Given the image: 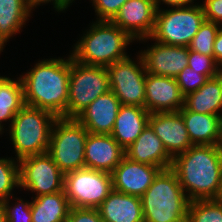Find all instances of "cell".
I'll list each match as a JSON object with an SVG mask.
<instances>
[{
	"label": "cell",
	"mask_w": 222,
	"mask_h": 222,
	"mask_svg": "<svg viewBox=\"0 0 222 222\" xmlns=\"http://www.w3.org/2000/svg\"><path fill=\"white\" fill-rule=\"evenodd\" d=\"M171 169L190 201L214 199L222 180V145H193L172 158Z\"/></svg>",
	"instance_id": "cell-1"
},
{
	"label": "cell",
	"mask_w": 222,
	"mask_h": 222,
	"mask_svg": "<svg viewBox=\"0 0 222 222\" xmlns=\"http://www.w3.org/2000/svg\"><path fill=\"white\" fill-rule=\"evenodd\" d=\"M70 56L50 58L34 65L20 76L25 105L50 111L58 118H67Z\"/></svg>",
	"instance_id": "cell-2"
},
{
	"label": "cell",
	"mask_w": 222,
	"mask_h": 222,
	"mask_svg": "<svg viewBox=\"0 0 222 222\" xmlns=\"http://www.w3.org/2000/svg\"><path fill=\"white\" fill-rule=\"evenodd\" d=\"M133 41L111 21L96 20L74 45L71 57L83 64L107 67L127 58L125 49Z\"/></svg>",
	"instance_id": "cell-3"
},
{
	"label": "cell",
	"mask_w": 222,
	"mask_h": 222,
	"mask_svg": "<svg viewBox=\"0 0 222 222\" xmlns=\"http://www.w3.org/2000/svg\"><path fill=\"white\" fill-rule=\"evenodd\" d=\"M144 222H186L190 200L171 169H162L141 196Z\"/></svg>",
	"instance_id": "cell-4"
},
{
	"label": "cell",
	"mask_w": 222,
	"mask_h": 222,
	"mask_svg": "<svg viewBox=\"0 0 222 222\" xmlns=\"http://www.w3.org/2000/svg\"><path fill=\"white\" fill-rule=\"evenodd\" d=\"M57 116L50 111L25 105L9 124L10 140L17 161L48 152L52 127Z\"/></svg>",
	"instance_id": "cell-5"
},
{
	"label": "cell",
	"mask_w": 222,
	"mask_h": 222,
	"mask_svg": "<svg viewBox=\"0 0 222 222\" xmlns=\"http://www.w3.org/2000/svg\"><path fill=\"white\" fill-rule=\"evenodd\" d=\"M205 21L202 5L173 6L172 9H157L155 26L150 37L142 38L174 46L188 47Z\"/></svg>",
	"instance_id": "cell-6"
},
{
	"label": "cell",
	"mask_w": 222,
	"mask_h": 222,
	"mask_svg": "<svg viewBox=\"0 0 222 222\" xmlns=\"http://www.w3.org/2000/svg\"><path fill=\"white\" fill-rule=\"evenodd\" d=\"M86 128L75 118H57L49 141L48 154L64 173L85 168Z\"/></svg>",
	"instance_id": "cell-7"
},
{
	"label": "cell",
	"mask_w": 222,
	"mask_h": 222,
	"mask_svg": "<svg viewBox=\"0 0 222 222\" xmlns=\"http://www.w3.org/2000/svg\"><path fill=\"white\" fill-rule=\"evenodd\" d=\"M109 90L106 67L83 64L70 55L67 118H75L97 97Z\"/></svg>",
	"instance_id": "cell-8"
},
{
	"label": "cell",
	"mask_w": 222,
	"mask_h": 222,
	"mask_svg": "<svg viewBox=\"0 0 222 222\" xmlns=\"http://www.w3.org/2000/svg\"><path fill=\"white\" fill-rule=\"evenodd\" d=\"M63 190L71 207L98 208L113 190L110 173L89 168L64 174Z\"/></svg>",
	"instance_id": "cell-9"
},
{
	"label": "cell",
	"mask_w": 222,
	"mask_h": 222,
	"mask_svg": "<svg viewBox=\"0 0 222 222\" xmlns=\"http://www.w3.org/2000/svg\"><path fill=\"white\" fill-rule=\"evenodd\" d=\"M137 61L127 58L106 67L110 90L117 96L121 105L145 108L146 67L141 54ZM137 64H136V63Z\"/></svg>",
	"instance_id": "cell-10"
},
{
	"label": "cell",
	"mask_w": 222,
	"mask_h": 222,
	"mask_svg": "<svg viewBox=\"0 0 222 222\" xmlns=\"http://www.w3.org/2000/svg\"><path fill=\"white\" fill-rule=\"evenodd\" d=\"M19 187L36 192V196L63 191L64 173L48 153L18 161Z\"/></svg>",
	"instance_id": "cell-11"
},
{
	"label": "cell",
	"mask_w": 222,
	"mask_h": 222,
	"mask_svg": "<svg viewBox=\"0 0 222 222\" xmlns=\"http://www.w3.org/2000/svg\"><path fill=\"white\" fill-rule=\"evenodd\" d=\"M156 11L155 0H128L111 22L133 40L148 38L155 26Z\"/></svg>",
	"instance_id": "cell-12"
},
{
	"label": "cell",
	"mask_w": 222,
	"mask_h": 222,
	"mask_svg": "<svg viewBox=\"0 0 222 222\" xmlns=\"http://www.w3.org/2000/svg\"><path fill=\"white\" fill-rule=\"evenodd\" d=\"M161 170L157 166L134 162L125 156L111 173L113 190L141 197Z\"/></svg>",
	"instance_id": "cell-13"
},
{
	"label": "cell",
	"mask_w": 222,
	"mask_h": 222,
	"mask_svg": "<svg viewBox=\"0 0 222 222\" xmlns=\"http://www.w3.org/2000/svg\"><path fill=\"white\" fill-rule=\"evenodd\" d=\"M184 106V95L175 78L146 72L145 108L149 113L177 112Z\"/></svg>",
	"instance_id": "cell-14"
},
{
	"label": "cell",
	"mask_w": 222,
	"mask_h": 222,
	"mask_svg": "<svg viewBox=\"0 0 222 222\" xmlns=\"http://www.w3.org/2000/svg\"><path fill=\"white\" fill-rule=\"evenodd\" d=\"M148 124L172 158L193 146L179 111L150 113Z\"/></svg>",
	"instance_id": "cell-15"
},
{
	"label": "cell",
	"mask_w": 222,
	"mask_h": 222,
	"mask_svg": "<svg viewBox=\"0 0 222 222\" xmlns=\"http://www.w3.org/2000/svg\"><path fill=\"white\" fill-rule=\"evenodd\" d=\"M146 72L176 78L188 66L189 48L167 45L155 41L154 45L140 52Z\"/></svg>",
	"instance_id": "cell-16"
},
{
	"label": "cell",
	"mask_w": 222,
	"mask_h": 222,
	"mask_svg": "<svg viewBox=\"0 0 222 222\" xmlns=\"http://www.w3.org/2000/svg\"><path fill=\"white\" fill-rule=\"evenodd\" d=\"M120 106L117 96L109 90L91 102L75 119L89 133L110 135Z\"/></svg>",
	"instance_id": "cell-17"
},
{
	"label": "cell",
	"mask_w": 222,
	"mask_h": 222,
	"mask_svg": "<svg viewBox=\"0 0 222 222\" xmlns=\"http://www.w3.org/2000/svg\"><path fill=\"white\" fill-rule=\"evenodd\" d=\"M124 157L125 150L111 135L88 133L85 168L111 174Z\"/></svg>",
	"instance_id": "cell-18"
},
{
	"label": "cell",
	"mask_w": 222,
	"mask_h": 222,
	"mask_svg": "<svg viewBox=\"0 0 222 222\" xmlns=\"http://www.w3.org/2000/svg\"><path fill=\"white\" fill-rule=\"evenodd\" d=\"M125 156L134 162L157 166L161 169L171 168L172 157L165 150L161 139L149 124L140 136L125 149Z\"/></svg>",
	"instance_id": "cell-19"
},
{
	"label": "cell",
	"mask_w": 222,
	"mask_h": 222,
	"mask_svg": "<svg viewBox=\"0 0 222 222\" xmlns=\"http://www.w3.org/2000/svg\"><path fill=\"white\" fill-rule=\"evenodd\" d=\"M193 145H222V117L179 110Z\"/></svg>",
	"instance_id": "cell-20"
},
{
	"label": "cell",
	"mask_w": 222,
	"mask_h": 222,
	"mask_svg": "<svg viewBox=\"0 0 222 222\" xmlns=\"http://www.w3.org/2000/svg\"><path fill=\"white\" fill-rule=\"evenodd\" d=\"M97 209L103 222H144L138 196L112 190Z\"/></svg>",
	"instance_id": "cell-21"
},
{
	"label": "cell",
	"mask_w": 222,
	"mask_h": 222,
	"mask_svg": "<svg viewBox=\"0 0 222 222\" xmlns=\"http://www.w3.org/2000/svg\"><path fill=\"white\" fill-rule=\"evenodd\" d=\"M149 116L146 108L121 105L110 135L125 150L140 136L148 124Z\"/></svg>",
	"instance_id": "cell-22"
},
{
	"label": "cell",
	"mask_w": 222,
	"mask_h": 222,
	"mask_svg": "<svg viewBox=\"0 0 222 222\" xmlns=\"http://www.w3.org/2000/svg\"><path fill=\"white\" fill-rule=\"evenodd\" d=\"M34 7L30 0H0V53L8 39L20 32Z\"/></svg>",
	"instance_id": "cell-23"
},
{
	"label": "cell",
	"mask_w": 222,
	"mask_h": 222,
	"mask_svg": "<svg viewBox=\"0 0 222 222\" xmlns=\"http://www.w3.org/2000/svg\"><path fill=\"white\" fill-rule=\"evenodd\" d=\"M184 107L196 113L222 117V83L219 76L209 78L197 91L186 95Z\"/></svg>",
	"instance_id": "cell-24"
},
{
	"label": "cell",
	"mask_w": 222,
	"mask_h": 222,
	"mask_svg": "<svg viewBox=\"0 0 222 222\" xmlns=\"http://www.w3.org/2000/svg\"><path fill=\"white\" fill-rule=\"evenodd\" d=\"M70 208L64 190L34 197L31 202L32 222H66Z\"/></svg>",
	"instance_id": "cell-25"
},
{
	"label": "cell",
	"mask_w": 222,
	"mask_h": 222,
	"mask_svg": "<svg viewBox=\"0 0 222 222\" xmlns=\"http://www.w3.org/2000/svg\"><path fill=\"white\" fill-rule=\"evenodd\" d=\"M13 80L0 76V134L4 130L2 122L12 123L15 115L25 106L23 85L19 78Z\"/></svg>",
	"instance_id": "cell-26"
},
{
	"label": "cell",
	"mask_w": 222,
	"mask_h": 222,
	"mask_svg": "<svg viewBox=\"0 0 222 222\" xmlns=\"http://www.w3.org/2000/svg\"><path fill=\"white\" fill-rule=\"evenodd\" d=\"M186 222H222V204L215 199L190 201Z\"/></svg>",
	"instance_id": "cell-27"
},
{
	"label": "cell",
	"mask_w": 222,
	"mask_h": 222,
	"mask_svg": "<svg viewBox=\"0 0 222 222\" xmlns=\"http://www.w3.org/2000/svg\"><path fill=\"white\" fill-rule=\"evenodd\" d=\"M221 25L205 20L188 45L189 50L213 57V45Z\"/></svg>",
	"instance_id": "cell-28"
},
{
	"label": "cell",
	"mask_w": 222,
	"mask_h": 222,
	"mask_svg": "<svg viewBox=\"0 0 222 222\" xmlns=\"http://www.w3.org/2000/svg\"><path fill=\"white\" fill-rule=\"evenodd\" d=\"M19 187V164L10 158H0V202L13 198L12 191Z\"/></svg>",
	"instance_id": "cell-29"
},
{
	"label": "cell",
	"mask_w": 222,
	"mask_h": 222,
	"mask_svg": "<svg viewBox=\"0 0 222 222\" xmlns=\"http://www.w3.org/2000/svg\"><path fill=\"white\" fill-rule=\"evenodd\" d=\"M184 97L191 92L197 91L209 79L206 75L185 67L175 78Z\"/></svg>",
	"instance_id": "cell-30"
},
{
	"label": "cell",
	"mask_w": 222,
	"mask_h": 222,
	"mask_svg": "<svg viewBox=\"0 0 222 222\" xmlns=\"http://www.w3.org/2000/svg\"><path fill=\"white\" fill-rule=\"evenodd\" d=\"M188 66L206 75L208 78L217 76L220 69L212 56L200 54L192 50H189Z\"/></svg>",
	"instance_id": "cell-31"
},
{
	"label": "cell",
	"mask_w": 222,
	"mask_h": 222,
	"mask_svg": "<svg viewBox=\"0 0 222 222\" xmlns=\"http://www.w3.org/2000/svg\"><path fill=\"white\" fill-rule=\"evenodd\" d=\"M9 200L10 198L2 202L7 222H32L31 202H24V200L18 198L17 204L15 203L13 207Z\"/></svg>",
	"instance_id": "cell-32"
},
{
	"label": "cell",
	"mask_w": 222,
	"mask_h": 222,
	"mask_svg": "<svg viewBox=\"0 0 222 222\" xmlns=\"http://www.w3.org/2000/svg\"><path fill=\"white\" fill-rule=\"evenodd\" d=\"M128 0H92L98 21H111Z\"/></svg>",
	"instance_id": "cell-33"
},
{
	"label": "cell",
	"mask_w": 222,
	"mask_h": 222,
	"mask_svg": "<svg viewBox=\"0 0 222 222\" xmlns=\"http://www.w3.org/2000/svg\"><path fill=\"white\" fill-rule=\"evenodd\" d=\"M66 222H103L98 209L71 207Z\"/></svg>",
	"instance_id": "cell-34"
},
{
	"label": "cell",
	"mask_w": 222,
	"mask_h": 222,
	"mask_svg": "<svg viewBox=\"0 0 222 222\" xmlns=\"http://www.w3.org/2000/svg\"><path fill=\"white\" fill-rule=\"evenodd\" d=\"M201 5L204 10L205 20L222 26V0H205Z\"/></svg>",
	"instance_id": "cell-35"
},
{
	"label": "cell",
	"mask_w": 222,
	"mask_h": 222,
	"mask_svg": "<svg viewBox=\"0 0 222 222\" xmlns=\"http://www.w3.org/2000/svg\"><path fill=\"white\" fill-rule=\"evenodd\" d=\"M213 58L215 63L222 67V26L219 28L214 45H213Z\"/></svg>",
	"instance_id": "cell-36"
},
{
	"label": "cell",
	"mask_w": 222,
	"mask_h": 222,
	"mask_svg": "<svg viewBox=\"0 0 222 222\" xmlns=\"http://www.w3.org/2000/svg\"><path fill=\"white\" fill-rule=\"evenodd\" d=\"M53 2L54 8L57 12H62L67 9L74 0H30V2L36 7L41 3Z\"/></svg>",
	"instance_id": "cell-37"
},
{
	"label": "cell",
	"mask_w": 222,
	"mask_h": 222,
	"mask_svg": "<svg viewBox=\"0 0 222 222\" xmlns=\"http://www.w3.org/2000/svg\"><path fill=\"white\" fill-rule=\"evenodd\" d=\"M161 1L165 4H167L168 7L169 6H171V7H173V6H184V5H189L188 3H190V4L194 3L193 2L194 0H155V4H156L157 9L160 8L159 4H161L160 3Z\"/></svg>",
	"instance_id": "cell-38"
},
{
	"label": "cell",
	"mask_w": 222,
	"mask_h": 222,
	"mask_svg": "<svg viewBox=\"0 0 222 222\" xmlns=\"http://www.w3.org/2000/svg\"><path fill=\"white\" fill-rule=\"evenodd\" d=\"M0 222H7L6 213L2 202H0Z\"/></svg>",
	"instance_id": "cell-39"
},
{
	"label": "cell",
	"mask_w": 222,
	"mask_h": 222,
	"mask_svg": "<svg viewBox=\"0 0 222 222\" xmlns=\"http://www.w3.org/2000/svg\"><path fill=\"white\" fill-rule=\"evenodd\" d=\"M214 199L222 204V180H221V184H220V187H219L218 194Z\"/></svg>",
	"instance_id": "cell-40"
},
{
	"label": "cell",
	"mask_w": 222,
	"mask_h": 222,
	"mask_svg": "<svg viewBox=\"0 0 222 222\" xmlns=\"http://www.w3.org/2000/svg\"><path fill=\"white\" fill-rule=\"evenodd\" d=\"M218 76L222 83V68L219 69Z\"/></svg>",
	"instance_id": "cell-41"
}]
</instances>
